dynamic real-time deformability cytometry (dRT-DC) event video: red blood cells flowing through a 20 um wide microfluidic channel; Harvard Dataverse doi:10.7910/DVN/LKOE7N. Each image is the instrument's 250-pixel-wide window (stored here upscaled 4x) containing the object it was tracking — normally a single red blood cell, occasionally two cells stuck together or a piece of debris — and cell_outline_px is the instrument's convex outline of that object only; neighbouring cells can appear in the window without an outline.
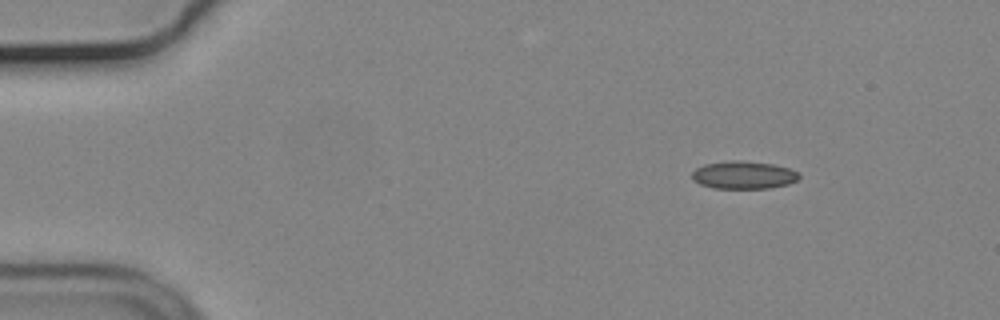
{"species": "common noctule bat (a hibernating species)", "species_latin": "Nyctalus noctula", "temperature_condition": "cold", "stored_images_in_passage": 49, "camera_frame_rate_fps": 3000, "um_per_image_px": 0.085, "animal": {"sex": "male", "body_mass_g": 19.2, "forearm_length_mm": 51.8}, "frame": {"image": 1, "passage_image": 1, "time_ms": 0.0, "image_size_px": [1000, 320], "cell_outline_px": [[800, 176], [796, 180], [788, 184], [772, 188], [712, 188], [700, 184], [692, 180], [692, 172], [696, 168], [704, 164], [732, 160], [740, 160], [772, 164], [788, 168], [800, 172]], "centroid_in_image_um": [63.2, 14.87], "position_along_channel_um": 21.8, "area_um2": 17.4}}
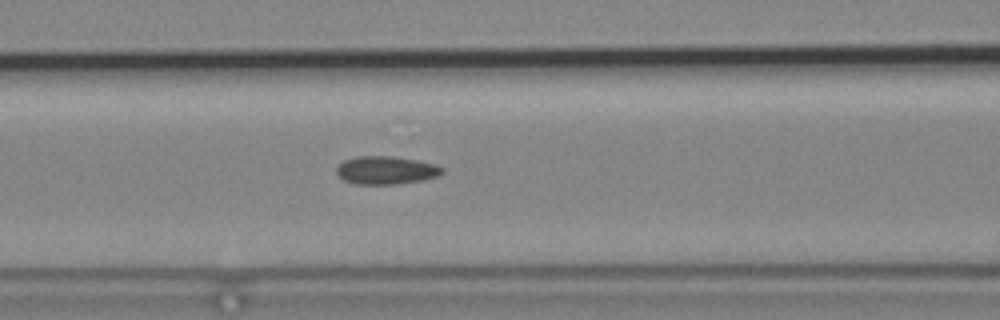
{"frame": {"image": 2, "passage_image": 17, "time_ms": 5.333, "image_size_px": [1000, 320], "cell_outline_px": [[444, 172], [440, 176], [424, 180], [400, 184], [356, 184], [344, 180], [336, 172], [336, 168], [344, 160], [356, 156], [392, 156], [416, 160], [436, 164], [444, 168]], "centroid_in_image_um": [32.86, 14.47], "position_along_channel_um": 133.7, "area_um2": 17.46}}
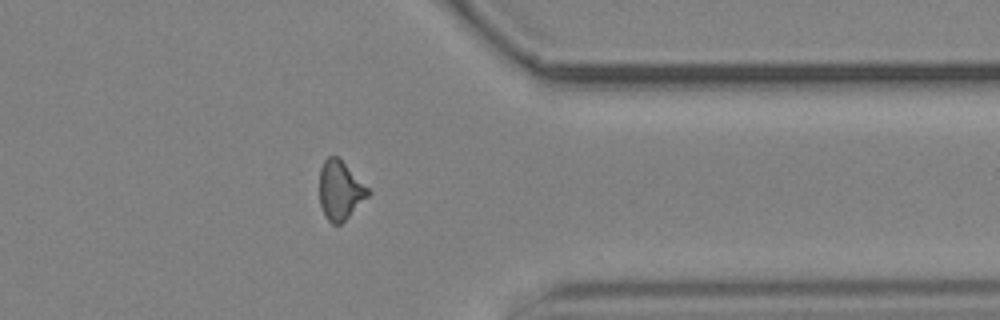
{"frame": {"image": 3, "passage_image": 38, "time_ms": 12.333, "image_size_px": [1000, 320], "cell_outline_px": [[372, 192], [340, 224], [332, 224], [328, 220], [320, 204], [320, 168], [324, 160], [328, 156], [336, 156]], "centroid_in_image_um": [28.89, 16.17], "position_along_channel_um": 382.5, "area_um2": 16.13}, "authors_computed_cell_mechanics": {"area_um2": 16.8198, "velocity_mm_per_s": 3.7056, "shape_relaxation_time_tau1_ms": null, "shape_relaxation_time_tau2_ms": 2.5969, "deformation_change_tau1": null, "deformation_change_tau2": 0.0772}}